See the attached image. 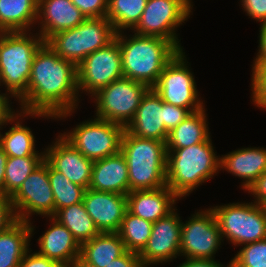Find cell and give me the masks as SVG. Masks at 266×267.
I'll use <instances>...</instances> for the list:
<instances>
[{"label":"cell","instance_id":"cell-1","mask_svg":"<svg viewBox=\"0 0 266 267\" xmlns=\"http://www.w3.org/2000/svg\"><path fill=\"white\" fill-rule=\"evenodd\" d=\"M77 66L61 58L46 42L35 53L21 111L66 119L78 108Z\"/></svg>","mask_w":266,"mask_h":267},{"label":"cell","instance_id":"cell-2","mask_svg":"<svg viewBox=\"0 0 266 267\" xmlns=\"http://www.w3.org/2000/svg\"><path fill=\"white\" fill-rule=\"evenodd\" d=\"M115 38L121 50L123 76L145 83L150 88L180 51L171 41L159 37L136 33L126 37L123 31L116 33Z\"/></svg>","mask_w":266,"mask_h":267},{"label":"cell","instance_id":"cell-3","mask_svg":"<svg viewBox=\"0 0 266 267\" xmlns=\"http://www.w3.org/2000/svg\"><path fill=\"white\" fill-rule=\"evenodd\" d=\"M210 138L186 148L167 149L166 186L179 199L219 173L220 156Z\"/></svg>","mask_w":266,"mask_h":267},{"label":"cell","instance_id":"cell-4","mask_svg":"<svg viewBox=\"0 0 266 267\" xmlns=\"http://www.w3.org/2000/svg\"><path fill=\"white\" fill-rule=\"evenodd\" d=\"M120 152L128 166L129 192L166 186V142L139 138L125 129Z\"/></svg>","mask_w":266,"mask_h":267},{"label":"cell","instance_id":"cell-5","mask_svg":"<svg viewBox=\"0 0 266 267\" xmlns=\"http://www.w3.org/2000/svg\"><path fill=\"white\" fill-rule=\"evenodd\" d=\"M28 33L0 32V86L17 100L27 92L34 55L45 43L38 33Z\"/></svg>","mask_w":266,"mask_h":267},{"label":"cell","instance_id":"cell-6","mask_svg":"<svg viewBox=\"0 0 266 267\" xmlns=\"http://www.w3.org/2000/svg\"><path fill=\"white\" fill-rule=\"evenodd\" d=\"M116 36L106 17L86 18L81 24L52 35L46 43L64 60L78 66L85 57L107 46Z\"/></svg>","mask_w":266,"mask_h":267},{"label":"cell","instance_id":"cell-7","mask_svg":"<svg viewBox=\"0 0 266 267\" xmlns=\"http://www.w3.org/2000/svg\"><path fill=\"white\" fill-rule=\"evenodd\" d=\"M222 239L234 246L266 239V217L261 205L237 202L213 206Z\"/></svg>","mask_w":266,"mask_h":267},{"label":"cell","instance_id":"cell-8","mask_svg":"<svg viewBox=\"0 0 266 267\" xmlns=\"http://www.w3.org/2000/svg\"><path fill=\"white\" fill-rule=\"evenodd\" d=\"M145 83L122 77L95 93L96 118L114 122L124 128L133 120L144 94Z\"/></svg>","mask_w":266,"mask_h":267},{"label":"cell","instance_id":"cell-9","mask_svg":"<svg viewBox=\"0 0 266 267\" xmlns=\"http://www.w3.org/2000/svg\"><path fill=\"white\" fill-rule=\"evenodd\" d=\"M124 130L122 125L94 117L61 135L85 157L96 161L120 152Z\"/></svg>","mask_w":266,"mask_h":267},{"label":"cell","instance_id":"cell-10","mask_svg":"<svg viewBox=\"0 0 266 267\" xmlns=\"http://www.w3.org/2000/svg\"><path fill=\"white\" fill-rule=\"evenodd\" d=\"M183 51L164 67L152 88L165 103L186 108L191 113L204 108V103L199 98L194 75Z\"/></svg>","mask_w":266,"mask_h":267},{"label":"cell","instance_id":"cell-11","mask_svg":"<svg viewBox=\"0 0 266 267\" xmlns=\"http://www.w3.org/2000/svg\"><path fill=\"white\" fill-rule=\"evenodd\" d=\"M191 12L185 0H147L141 19L132 31L139 35L167 39L182 51L183 46L176 31L187 21Z\"/></svg>","mask_w":266,"mask_h":267},{"label":"cell","instance_id":"cell-12","mask_svg":"<svg viewBox=\"0 0 266 267\" xmlns=\"http://www.w3.org/2000/svg\"><path fill=\"white\" fill-rule=\"evenodd\" d=\"M223 240L213 210H198L181 224L180 256L215 259Z\"/></svg>","mask_w":266,"mask_h":267},{"label":"cell","instance_id":"cell-13","mask_svg":"<svg viewBox=\"0 0 266 267\" xmlns=\"http://www.w3.org/2000/svg\"><path fill=\"white\" fill-rule=\"evenodd\" d=\"M123 76L122 57L118 40L96 50L77 66L78 93L87 92L92 96Z\"/></svg>","mask_w":266,"mask_h":267},{"label":"cell","instance_id":"cell-14","mask_svg":"<svg viewBox=\"0 0 266 267\" xmlns=\"http://www.w3.org/2000/svg\"><path fill=\"white\" fill-rule=\"evenodd\" d=\"M17 220L31 222V215L54 216V195L44 160L10 197Z\"/></svg>","mask_w":266,"mask_h":267},{"label":"cell","instance_id":"cell-15","mask_svg":"<svg viewBox=\"0 0 266 267\" xmlns=\"http://www.w3.org/2000/svg\"><path fill=\"white\" fill-rule=\"evenodd\" d=\"M176 210L153 223L147 244L138 254L145 267L172 262L180 256L182 220Z\"/></svg>","mask_w":266,"mask_h":267},{"label":"cell","instance_id":"cell-16","mask_svg":"<svg viewBox=\"0 0 266 267\" xmlns=\"http://www.w3.org/2000/svg\"><path fill=\"white\" fill-rule=\"evenodd\" d=\"M55 139L44 149L45 160L68 180L88 189L94 161L80 153L61 133Z\"/></svg>","mask_w":266,"mask_h":267},{"label":"cell","instance_id":"cell-17","mask_svg":"<svg viewBox=\"0 0 266 267\" xmlns=\"http://www.w3.org/2000/svg\"><path fill=\"white\" fill-rule=\"evenodd\" d=\"M83 204L100 233L118 232L127 212V197L113 192L86 189Z\"/></svg>","mask_w":266,"mask_h":267},{"label":"cell","instance_id":"cell-18","mask_svg":"<svg viewBox=\"0 0 266 267\" xmlns=\"http://www.w3.org/2000/svg\"><path fill=\"white\" fill-rule=\"evenodd\" d=\"M125 129L139 138L167 141L169 132L164 125V101L153 88L144 94L133 120Z\"/></svg>","mask_w":266,"mask_h":267},{"label":"cell","instance_id":"cell-19","mask_svg":"<svg viewBox=\"0 0 266 267\" xmlns=\"http://www.w3.org/2000/svg\"><path fill=\"white\" fill-rule=\"evenodd\" d=\"M85 19L71 0H38L36 22L40 23L38 34L45 42L55 33L72 29Z\"/></svg>","mask_w":266,"mask_h":267},{"label":"cell","instance_id":"cell-20","mask_svg":"<svg viewBox=\"0 0 266 267\" xmlns=\"http://www.w3.org/2000/svg\"><path fill=\"white\" fill-rule=\"evenodd\" d=\"M126 197L127 210L152 223L172 212L176 201L180 200L167 186L130 191Z\"/></svg>","mask_w":266,"mask_h":267},{"label":"cell","instance_id":"cell-21","mask_svg":"<svg viewBox=\"0 0 266 267\" xmlns=\"http://www.w3.org/2000/svg\"><path fill=\"white\" fill-rule=\"evenodd\" d=\"M219 169L243 178L241 188L246 191L266 171V149L244 147L221 155Z\"/></svg>","mask_w":266,"mask_h":267},{"label":"cell","instance_id":"cell-22","mask_svg":"<svg viewBox=\"0 0 266 267\" xmlns=\"http://www.w3.org/2000/svg\"><path fill=\"white\" fill-rule=\"evenodd\" d=\"M89 189L123 195L129 193L128 166L121 152L94 161Z\"/></svg>","mask_w":266,"mask_h":267},{"label":"cell","instance_id":"cell-23","mask_svg":"<svg viewBox=\"0 0 266 267\" xmlns=\"http://www.w3.org/2000/svg\"><path fill=\"white\" fill-rule=\"evenodd\" d=\"M31 116L35 118L44 117L47 119H54L53 116L43 112H24L17 111V113L10 119L12 127L7 132L2 134L0 132V146L3 148L8 157H26V156H45V152L36 151L35 136L31 129L22 125V118Z\"/></svg>","mask_w":266,"mask_h":267},{"label":"cell","instance_id":"cell-24","mask_svg":"<svg viewBox=\"0 0 266 267\" xmlns=\"http://www.w3.org/2000/svg\"><path fill=\"white\" fill-rule=\"evenodd\" d=\"M49 228L38 238V253L54 261H70L80 256L81 245L70 230L49 217Z\"/></svg>","mask_w":266,"mask_h":267},{"label":"cell","instance_id":"cell-25","mask_svg":"<svg viewBox=\"0 0 266 267\" xmlns=\"http://www.w3.org/2000/svg\"><path fill=\"white\" fill-rule=\"evenodd\" d=\"M34 228L31 222L17 220L0 233V267H19L26 251L30 249Z\"/></svg>","mask_w":266,"mask_h":267},{"label":"cell","instance_id":"cell-26","mask_svg":"<svg viewBox=\"0 0 266 267\" xmlns=\"http://www.w3.org/2000/svg\"><path fill=\"white\" fill-rule=\"evenodd\" d=\"M118 232L99 233L81 245L80 257L96 267H109L114 259L126 252Z\"/></svg>","mask_w":266,"mask_h":267},{"label":"cell","instance_id":"cell-27","mask_svg":"<svg viewBox=\"0 0 266 267\" xmlns=\"http://www.w3.org/2000/svg\"><path fill=\"white\" fill-rule=\"evenodd\" d=\"M205 107L188 114L172 129L166 141V149H181L205 142L210 137Z\"/></svg>","mask_w":266,"mask_h":267},{"label":"cell","instance_id":"cell-28","mask_svg":"<svg viewBox=\"0 0 266 267\" xmlns=\"http://www.w3.org/2000/svg\"><path fill=\"white\" fill-rule=\"evenodd\" d=\"M37 12L38 0H0V32H30Z\"/></svg>","mask_w":266,"mask_h":267},{"label":"cell","instance_id":"cell-29","mask_svg":"<svg viewBox=\"0 0 266 267\" xmlns=\"http://www.w3.org/2000/svg\"><path fill=\"white\" fill-rule=\"evenodd\" d=\"M53 218L68 228L80 245L100 233L94 221L87 213L83 201L59 209Z\"/></svg>","mask_w":266,"mask_h":267},{"label":"cell","instance_id":"cell-30","mask_svg":"<svg viewBox=\"0 0 266 267\" xmlns=\"http://www.w3.org/2000/svg\"><path fill=\"white\" fill-rule=\"evenodd\" d=\"M147 0H108L106 18L116 33L133 30L139 23Z\"/></svg>","mask_w":266,"mask_h":267},{"label":"cell","instance_id":"cell-31","mask_svg":"<svg viewBox=\"0 0 266 267\" xmlns=\"http://www.w3.org/2000/svg\"><path fill=\"white\" fill-rule=\"evenodd\" d=\"M153 223L144 220L128 210L118 231L127 251L139 254L147 244Z\"/></svg>","mask_w":266,"mask_h":267},{"label":"cell","instance_id":"cell-32","mask_svg":"<svg viewBox=\"0 0 266 267\" xmlns=\"http://www.w3.org/2000/svg\"><path fill=\"white\" fill-rule=\"evenodd\" d=\"M48 177L54 195V214L83 201L86 188L74 184L48 163Z\"/></svg>","mask_w":266,"mask_h":267},{"label":"cell","instance_id":"cell-33","mask_svg":"<svg viewBox=\"0 0 266 267\" xmlns=\"http://www.w3.org/2000/svg\"><path fill=\"white\" fill-rule=\"evenodd\" d=\"M45 160V156L8 157L5 170V197H11Z\"/></svg>","mask_w":266,"mask_h":267},{"label":"cell","instance_id":"cell-34","mask_svg":"<svg viewBox=\"0 0 266 267\" xmlns=\"http://www.w3.org/2000/svg\"><path fill=\"white\" fill-rule=\"evenodd\" d=\"M241 246L242 249L230 260L229 267H266V239Z\"/></svg>","mask_w":266,"mask_h":267},{"label":"cell","instance_id":"cell-35","mask_svg":"<svg viewBox=\"0 0 266 267\" xmlns=\"http://www.w3.org/2000/svg\"><path fill=\"white\" fill-rule=\"evenodd\" d=\"M251 77V98L258 108L266 110V62L261 64Z\"/></svg>","mask_w":266,"mask_h":267},{"label":"cell","instance_id":"cell-36","mask_svg":"<svg viewBox=\"0 0 266 267\" xmlns=\"http://www.w3.org/2000/svg\"><path fill=\"white\" fill-rule=\"evenodd\" d=\"M85 18L106 17L108 0H71Z\"/></svg>","mask_w":266,"mask_h":267},{"label":"cell","instance_id":"cell-37","mask_svg":"<svg viewBox=\"0 0 266 267\" xmlns=\"http://www.w3.org/2000/svg\"><path fill=\"white\" fill-rule=\"evenodd\" d=\"M190 112L183 107L164 102V125L168 132L182 122Z\"/></svg>","mask_w":266,"mask_h":267},{"label":"cell","instance_id":"cell-38","mask_svg":"<svg viewBox=\"0 0 266 267\" xmlns=\"http://www.w3.org/2000/svg\"><path fill=\"white\" fill-rule=\"evenodd\" d=\"M242 10L247 13V16L251 19L266 23V0H240Z\"/></svg>","mask_w":266,"mask_h":267},{"label":"cell","instance_id":"cell-39","mask_svg":"<svg viewBox=\"0 0 266 267\" xmlns=\"http://www.w3.org/2000/svg\"><path fill=\"white\" fill-rule=\"evenodd\" d=\"M17 221L10 197L0 195V233Z\"/></svg>","mask_w":266,"mask_h":267},{"label":"cell","instance_id":"cell-40","mask_svg":"<svg viewBox=\"0 0 266 267\" xmlns=\"http://www.w3.org/2000/svg\"><path fill=\"white\" fill-rule=\"evenodd\" d=\"M31 251V248L26 251L19 267H51L54 260L48 259L38 252H33L31 254Z\"/></svg>","mask_w":266,"mask_h":267},{"label":"cell","instance_id":"cell-41","mask_svg":"<svg viewBox=\"0 0 266 267\" xmlns=\"http://www.w3.org/2000/svg\"><path fill=\"white\" fill-rule=\"evenodd\" d=\"M251 193L255 200H252L258 205L266 203V171L257 178L246 190Z\"/></svg>","mask_w":266,"mask_h":267},{"label":"cell","instance_id":"cell-42","mask_svg":"<svg viewBox=\"0 0 266 267\" xmlns=\"http://www.w3.org/2000/svg\"><path fill=\"white\" fill-rule=\"evenodd\" d=\"M10 97L12 98L7 91L0 94V130L3 128L2 126L11 124L10 119L17 113L13 107L11 108Z\"/></svg>","mask_w":266,"mask_h":267},{"label":"cell","instance_id":"cell-43","mask_svg":"<svg viewBox=\"0 0 266 267\" xmlns=\"http://www.w3.org/2000/svg\"><path fill=\"white\" fill-rule=\"evenodd\" d=\"M109 267H145L137 253L126 251L123 255L113 260Z\"/></svg>","mask_w":266,"mask_h":267},{"label":"cell","instance_id":"cell-44","mask_svg":"<svg viewBox=\"0 0 266 267\" xmlns=\"http://www.w3.org/2000/svg\"><path fill=\"white\" fill-rule=\"evenodd\" d=\"M259 46L257 56L253 60L252 73L264 62H266V23L260 25Z\"/></svg>","mask_w":266,"mask_h":267},{"label":"cell","instance_id":"cell-45","mask_svg":"<svg viewBox=\"0 0 266 267\" xmlns=\"http://www.w3.org/2000/svg\"><path fill=\"white\" fill-rule=\"evenodd\" d=\"M177 267H225L221 262L215 261L214 259H191L186 258L184 262H182ZM229 267V264H227Z\"/></svg>","mask_w":266,"mask_h":267},{"label":"cell","instance_id":"cell-46","mask_svg":"<svg viewBox=\"0 0 266 267\" xmlns=\"http://www.w3.org/2000/svg\"><path fill=\"white\" fill-rule=\"evenodd\" d=\"M8 156L0 146V195L5 196V170Z\"/></svg>","mask_w":266,"mask_h":267},{"label":"cell","instance_id":"cell-47","mask_svg":"<svg viewBox=\"0 0 266 267\" xmlns=\"http://www.w3.org/2000/svg\"><path fill=\"white\" fill-rule=\"evenodd\" d=\"M74 260L70 261H54L51 267H73Z\"/></svg>","mask_w":266,"mask_h":267},{"label":"cell","instance_id":"cell-48","mask_svg":"<svg viewBox=\"0 0 266 267\" xmlns=\"http://www.w3.org/2000/svg\"><path fill=\"white\" fill-rule=\"evenodd\" d=\"M73 267H96V266H93L89 263H87L86 261H84L80 256L77 257L75 260H74V265Z\"/></svg>","mask_w":266,"mask_h":267},{"label":"cell","instance_id":"cell-49","mask_svg":"<svg viewBox=\"0 0 266 267\" xmlns=\"http://www.w3.org/2000/svg\"><path fill=\"white\" fill-rule=\"evenodd\" d=\"M187 6L192 10L193 9V5H192V0H185Z\"/></svg>","mask_w":266,"mask_h":267},{"label":"cell","instance_id":"cell-50","mask_svg":"<svg viewBox=\"0 0 266 267\" xmlns=\"http://www.w3.org/2000/svg\"><path fill=\"white\" fill-rule=\"evenodd\" d=\"M261 207H262L264 214H265V217H266V203L262 204Z\"/></svg>","mask_w":266,"mask_h":267}]
</instances>
